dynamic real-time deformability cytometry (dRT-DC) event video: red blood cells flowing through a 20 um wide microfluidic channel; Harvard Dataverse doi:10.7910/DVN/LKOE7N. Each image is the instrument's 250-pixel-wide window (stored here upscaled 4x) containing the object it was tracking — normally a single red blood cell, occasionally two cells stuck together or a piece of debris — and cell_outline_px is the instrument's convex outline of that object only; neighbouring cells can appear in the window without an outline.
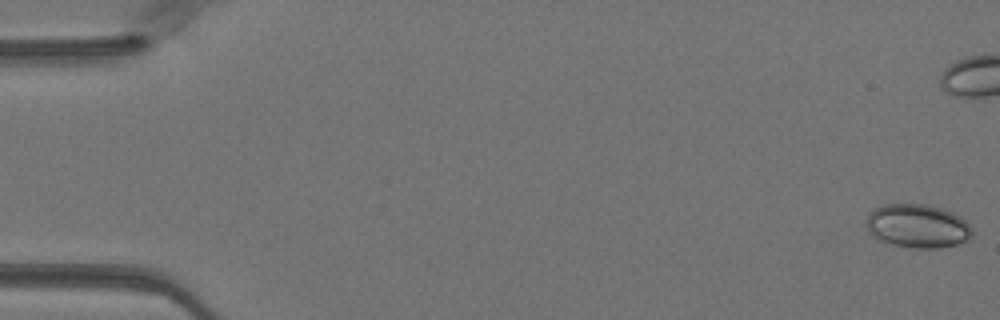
{"species": "Egyptian fruit bat (a non-hibernating species)", "species_latin": "Rousettus aegyptiacus", "temperature_condition": "warm", "stored_images_in_passage": 52, "camera_frame_rate_fps": 3000, "um_per_image_px": 0.085, "animal": {"sex": "female"}, "frame": {"image": 1, "passage_image": 1, "time_ms": 0.0, "image_size_px": [1000, 320], "cell_outline_px": [[972, 240], [940, 248], [912, 248], [892, 244], [880, 240], [872, 236], [868, 232], [868, 216], [876, 208], [884, 204], [924, 204], [940, 208], [952, 212], [960, 216], [972, 228]], "centroid_in_image_um": [78.04, 19.23], "position_along_channel_um": 7.0, "area_um2": 26.88}}
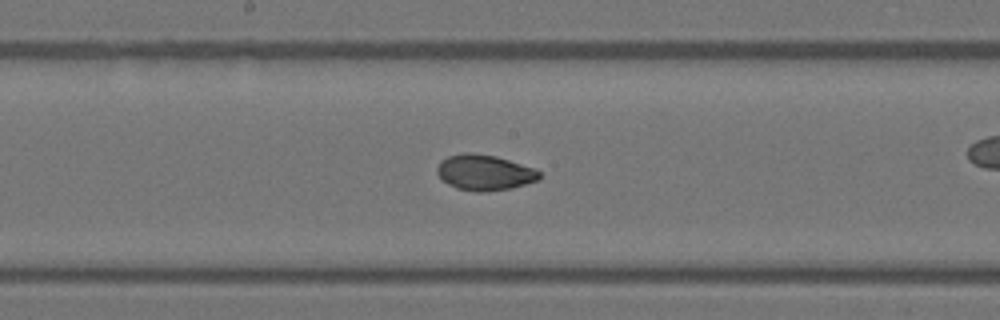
{"frame": {"image": 2, "passage_image": 27, "time_ms": 8.667, "image_size_px": [1000, 320], "cell_outline_px": [[540, 180], [512, 188], [488, 192], [476, 192], [456, 188], [448, 184], [436, 172], [436, 168], [440, 160], [448, 156], [464, 152], [468, 152], [496, 156], [532, 168], [540, 172]], "centroid_in_image_um": [41.16, 14.67], "position_along_channel_um": 207.0, "area_um2": 21.27}}
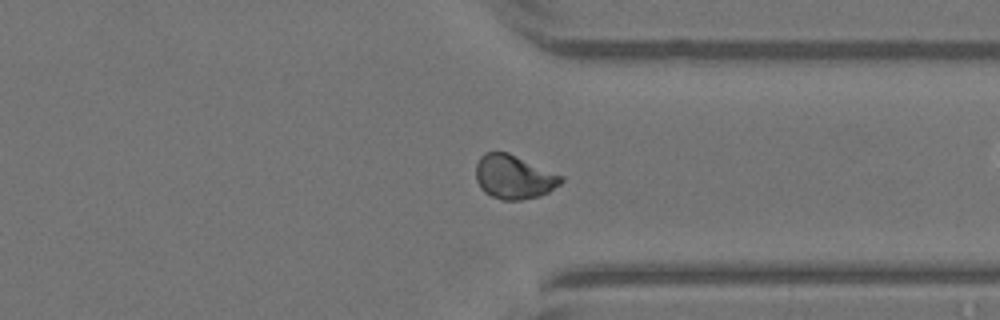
{"frame": {"image": 3, "passage_image": 39, "time_ms": 12.667, "image_size_px": [1000, 320], "cell_outline_px": [[564, 180], [560, 184], [548, 192], [540, 196], [520, 200], [500, 200], [484, 192], [480, 188], [476, 180], [476, 164], [480, 156], [484, 152], [508, 152], [564, 176]], "centroid_in_image_um": [43.67, 15.04], "position_along_channel_um": 367.7, "area_um2": 21.96}, "authors_computed_cell_mechanics": {"area_um2": 21.675, "velocity_mm_per_s": 4.0418, "shape_relaxation_time_tau1_ms": 4.5999, "shape_relaxation_time_tau2_ms": 0.8568, "deformation_change_tau1": 0.1161, "deformation_change_tau2": 0.0305}}